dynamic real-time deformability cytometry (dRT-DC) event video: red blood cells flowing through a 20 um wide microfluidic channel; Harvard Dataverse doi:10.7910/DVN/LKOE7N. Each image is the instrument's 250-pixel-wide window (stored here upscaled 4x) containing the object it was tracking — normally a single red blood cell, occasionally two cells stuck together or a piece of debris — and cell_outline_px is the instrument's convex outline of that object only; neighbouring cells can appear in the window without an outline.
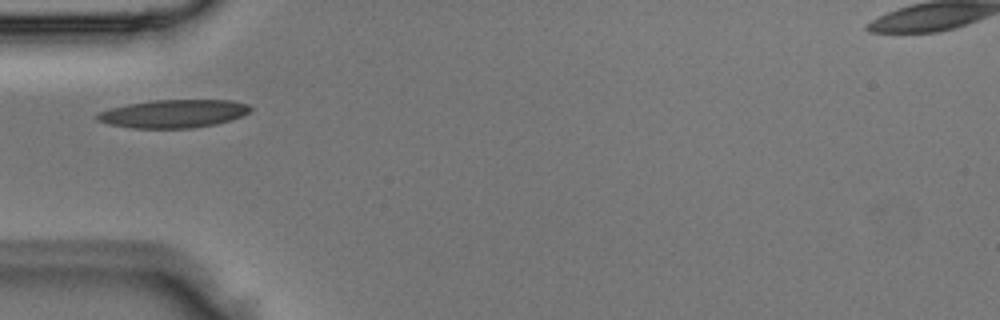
{"species": "Egyptian fruit bat (a non-hibernating species)", "species_latin": "Rousettus aegyptiacus", "temperature_condition": "room temperature", "stored_images_in_passage": 2, "camera_frame_rate_fps": 3000, "um_per_image_px": 0.085, "animal": {"sex": "male"}, "frame": {"image": 1, "passage_image": 1, "time_ms": 0.0, "image_size_px": [1000, 320], "cell_outline_px": [[252, 108], [248, 112], [240, 116], [216, 124], [192, 128], [132, 128], [108, 124], [96, 120], [96, 116], [100, 112], [112, 108], [128, 104], [152, 100], [232, 100], [248, 104]], "centroid_in_image_um": [14.74, 9.66], "position_along_channel_um": 70.3, "area_um2": 24.91}}